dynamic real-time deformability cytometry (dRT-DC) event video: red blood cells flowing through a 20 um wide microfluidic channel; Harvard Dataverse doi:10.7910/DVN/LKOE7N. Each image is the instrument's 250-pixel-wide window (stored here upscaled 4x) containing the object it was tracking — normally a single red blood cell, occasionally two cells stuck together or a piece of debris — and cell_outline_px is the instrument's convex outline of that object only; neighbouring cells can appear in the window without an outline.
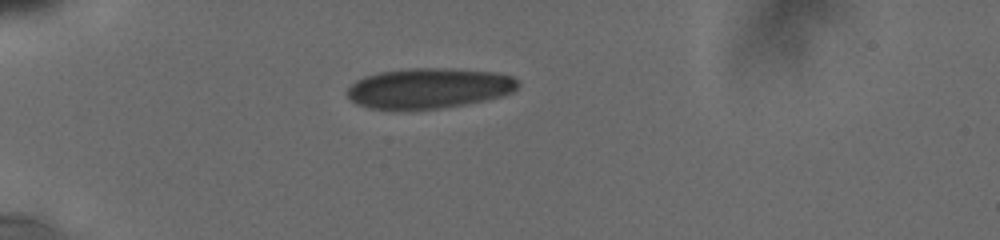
{"species": "human", "species_latin": "Homo sapiens", "temperature_condition": "cold", "stored_images_in_passage": 4, "camera_frame_rate_fps": 3000, "um_per_image_px": 0.085, "donor": {"sex": "male"}, "frame": {"image": 1, "passage_image": 1, "time_ms": 0.0, "image_size_px": [1000, 240], "cell_outline_px": [[520, 84], [512, 92], [504, 96], [464, 104], [436, 108], [372, 108], [356, 104], [348, 96], [348, 88], [356, 80], [364, 76], [380, 72], [408, 68], [452, 68], [500, 72], [512, 76]], "centroid_in_image_um": [36.5, 7.46], "position_along_channel_um": 48.5, "area_um2": 39.82}}